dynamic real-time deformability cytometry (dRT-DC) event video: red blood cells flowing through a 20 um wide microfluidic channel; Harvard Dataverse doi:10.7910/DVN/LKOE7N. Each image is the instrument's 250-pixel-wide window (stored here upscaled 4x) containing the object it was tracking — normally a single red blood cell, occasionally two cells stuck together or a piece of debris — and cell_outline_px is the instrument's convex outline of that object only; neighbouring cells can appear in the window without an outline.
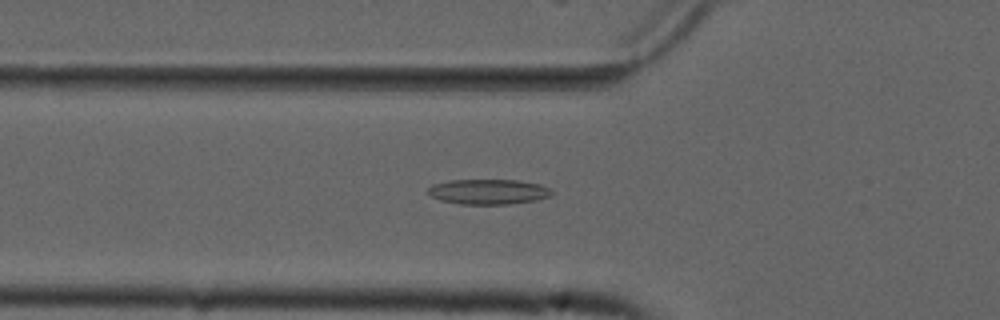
{"species": "common noctule bat (a hibernating species)", "species_latin": "Nyctalus noctula", "temperature_condition": "cold", "stored_images_in_passage": 34, "camera_frame_rate_fps": 3000, "um_per_image_px": 0.085, "animal": {"sex": "male", "forearm_length_mm": 52.5}, "frame": {"image": 1, "passage_image": 2, "time_ms": 0.333, "image_size_px": [1000, 320], "cell_outline_px": [[556, 192], [552, 196], [536, 200], [508, 204], [460, 204], [440, 200], [432, 196], [428, 192], [428, 188], [432, 184], [448, 180], [516, 180], [540, 184], [552, 188]], "centroid_in_image_um": [41.57, 16.29], "position_along_channel_um": 84.2, "area_um2": 18.32}}
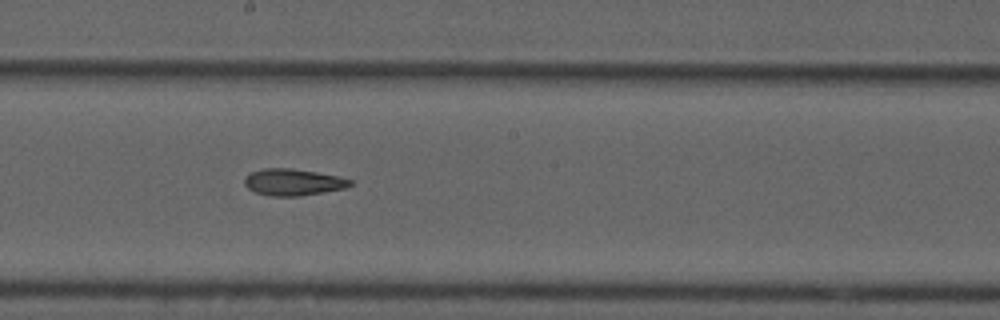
{"frame": {"image": 2, "passage_image": 13, "time_ms": 4.0, "image_size_px": [1000, 320], "cell_outline_px": [[352, 184], [348, 188], [300, 196], [272, 196], [256, 192], [248, 188], [244, 184], [244, 176], [252, 172], [264, 168], [292, 168], [340, 176], [352, 180]], "centroid_in_image_um": [24.94, 15.48], "position_along_channel_um": 223.3, "area_um2": 16.53}}
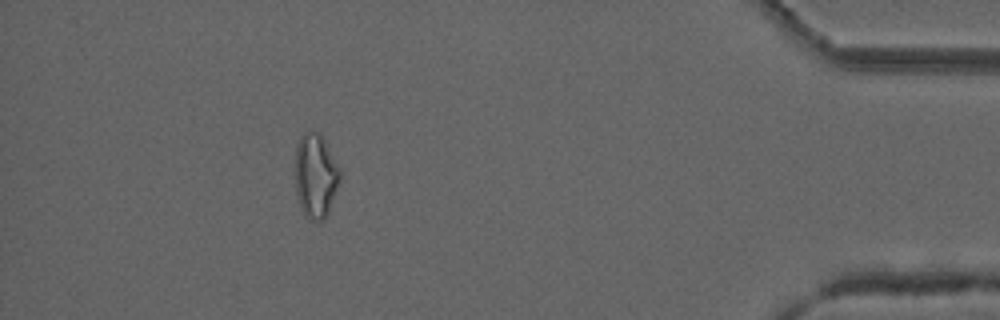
{"frame": {"image": 3, "passage_image": 32, "time_ms": 10.333, "image_size_px": [1000, 320], "cell_outline_px": [[340, 180], [328, 212], [324, 220], [312, 220], [304, 212], [300, 204], [296, 192], [296, 144], [300, 136], [304, 132], [320, 132], [340, 168]], "centroid_in_image_um": [26.83, 14.9], "position_along_channel_um": 408.4, "area_um2": 21.68}}